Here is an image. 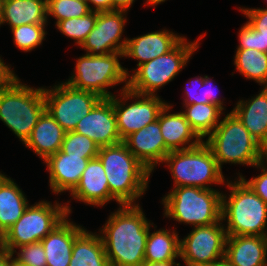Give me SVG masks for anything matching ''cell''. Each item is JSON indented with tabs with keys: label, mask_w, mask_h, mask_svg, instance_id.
Wrapping results in <instances>:
<instances>
[{
	"label": "cell",
	"mask_w": 267,
	"mask_h": 266,
	"mask_svg": "<svg viewBox=\"0 0 267 266\" xmlns=\"http://www.w3.org/2000/svg\"><path fill=\"white\" fill-rule=\"evenodd\" d=\"M106 221L100 237L110 266H143L147 237L154 225L140 204L120 205Z\"/></svg>",
	"instance_id": "cell-1"
},
{
	"label": "cell",
	"mask_w": 267,
	"mask_h": 266,
	"mask_svg": "<svg viewBox=\"0 0 267 266\" xmlns=\"http://www.w3.org/2000/svg\"><path fill=\"white\" fill-rule=\"evenodd\" d=\"M111 195L120 205H135L148 188L150 170L121 142L99 148Z\"/></svg>",
	"instance_id": "cell-2"
},
{
	"label": "cell",
	"mask_w": 267,
	"mask_h": 266,
	"mask_svg": "<svg viewBox=\"0 0 267 266\" xmlns=\"http://www.w3.org/2000/svg\"><path fill=\"white\" fill-rule=\"evenodd\" d=\"M204 142L211 149L221 170L224 163L254 167L267 158V150L232 111L220 121Z\"/></svg>",
	"instance_id": "cell-3"
},
{
	"label": "cell",
	"mask_w": 267,
	"mask_h": 266,
	"mask_svg": "<svg viewBox=\"0 0 267 266\" xmlns=\"http://www.w3.org/2000/svg\"><path fill=\"white\" fill-rule=\"evenodd\" d=\"M226 181L231 191L222 194L221 219L227 236H267V204L241 178Z\"/></svg>",
	"instance_id": "cell-4"
},
{
	"label": "cell",
	"mask_w": 267,
	"mask_h": 266,
	"mask_svg": "<svg viewBox=\"0 0 267 266\" xmlns=\"http://www.w3.org/2000/svg\"><path fill=\"white\" fill-rule=\"evenodd\" d=\"M222 194L216 189L174 187L162 198L164 216L193 227L218 223L222 220Z\"/></svg>",
	"instance_id": "cell-5"
},
{
	"label": "cell",
	"mask_w": 267,
	"mask_h": 266,
	"mask_svg": "<svg viewBox=\"0 0 267 266\" xmlns=\"http://www.w3.org/2000/svg\"><path fill=\"white\" fill-rule=\"evenodd\" d=\"M17 78L9 87L0 90V120L24 144L46 110L44 87L24 85Z\"/></svg>",
	"instance_id": "cell-6"
},
{
	"label": "cell",
	"mask_w": 267,
	"mask_h": 266,
	"mask_svg": "<svg viewBox=\"0 0 267 266\" xmlns=\"http://www.w3.org/2000/svg\"><path fill=\"white\" fill-rule=\"evenodd\" d=\"M187 42L184 37L171 51L158 56L133 70L128 76L127 88L142 95H157V90L171 82L187 65L189 59L199 48V41Z\"/></svg>",
	"instance_id": "cell-7"
},
{
	"label": "cell",
	"mask_w": 267,
	"mask_h": 266,
	"mask_svg": "<svg viewBox=\"0 0 267 266\" xmlns=\"http://www.w3.org/2000/svg\"><path fill=\"white\" fill-rule=\"evenodd\" d=\"M68 203L65 205L40 201L27 209L19 220L0 238V248L12 253L16 248L40 242L70 213Z\"/></svg>",
	"instance_id": "cell-8"
},
{
	"label": "cell",
	"mask_w": 267,
	"mask_h": 266,
	"mask_svg": "<svg viewBox=\"0 0 267 266\" xmlns=\"http://www.w3.org/2000/svg\"><path fill=\"white\" fill-rule=\"evenodd\" d=\"M163 162L172 173L175 187L213 189L211 184L225 183L223 172L204 141L188 149L171 151Z\"/></svg>",
	"instance_id": "cell-9"
},
{
	"label": "cell",
	"mask_w": 267,
	"mask_h": 266,
	"mask_svg": "<svg viewBox=\"0 0 267 266\" xmlns=\"http://www.w3.org/2000/svg\"><path fill=\"white\" fill-rule=\"evenodd\" d=\"M123 52L106 55L85 54L78 58L75 72L66 84L77 90L96 93L101 98H110L114 94L107 90L109 87L125 83L128 86V69L122 67L118 58Z\"/></svg>",
	"instance_id": "cell-10"
},
{
	"label": "cell",
	"mask_w": 267,
	"mask_h": 266,
	"mask_svg": "<svg viewBox=\"0 0 267 266\" xmlns=\"http://www.w3.org/2000/svg\"><path fill=\"white\" fill-rule=\"evenodd\" d=\"M46 110L66 131H74L77 123L102 99L96 93L77 90L65 82L44 87Z\"/></svg>",
	"instance_id": "cell-11"
},
{
	"label": "cell",
	"mask_w": 267,
	"mask_h": 266,
	"mask_svg": "<svg viewBox=\"0 0 267 266\" xmlns=\"http://www.w3.org/2000/svg\"><path fill=\"white\" fill-rule=\"evenodd\" d=\"M120 91V97L113 95L109 99L113 103L117 129L121 141H123L130 134L156 121L159 113L167 103L158 95L138 94L129 90L125 85ZM132 99L136 101L127 104L126 101Z\"/></svg>",
	"instance_id": "cell-12"
},
{
	"label": "cell",
	"mask_w": 267,
	"mask_h": 266,
	"mask_svg": "<svg viewBox=\"0 0 267 266\" xmlns=\"http://www.w3.org/2000/svg\"><path fill=\"white\" fill-rule=\"evenodd\" d=\"M222 223L195 226L180 239V259L186 266H209L224 260L227 232Z\"/></svg>",
	"instance_id": "cell-13"
},
{
	"label": "cell",
	"mask_w": 267,
	"mask_h": 266,
	"mask_svg": "<svg viewBox=\"0 0 267 266\" xmlns=\"http://www.w3.org/2000/svg\"><path fill=\"white\" fill-rule=\"evenodd\" d=\"M126 14L127 11L123 10L97 12L95 26L80 48L90 55L124 52L128 39H122L124 25L127 22Z\"/></svg>",
	"instance_id": "cell-14"
},
{
	"label": "cell",
	"mask_w": 267,
	"mask_h": 266,
	"mask_svg": "<svg viewBox=\"0 0 267 266\" xmlns=\"http://www.w3.org/2000/svg\"><path fill=\"white\" fill-rule=\"evenodd\" d=\"M74 131L87 136L99 147L122 142L117 129L113 103L109 98H102L89 114L77 123Z\"/></svg>",
	"instance_id": "cell-15"
},
{
	"label": "cell",
	"mask_w": 267,
	"mask_h": 266,
	"mask_svg": "<svg viewBox=\"0 0 267 266\" xmlns=\"http://www.w3.org/2000/svg\"><path fill=\"white\" fill-rule=\"evenodd\" d=\"M122 142L151 173L169 154L158 120L130 134Z\"/></svg>",
	"instance_id": "cell-16"
},
{
	"label": "cell",
	"mask_w": 267,
	"mask_h": 266,
	"mask_svg": "<svg viewBox=\"0 0 267 266\" xmlns=\"http://www.w3.org/2000/svg\"><path fill=\"white\" fill-rule=\"evenodd\" d=\"M89 158L67 155L59 150L50 155L44 163L49 172V186L55 194L69 191L70 193L78 185L85 170Z\"/></svg>",
	"instance_id": "cell-17"
},
{
	"label": "cell",
	"mask_w": 267,
	"mask_h": 266,
	"mask_svg": "<svg viewBox=\"0 0 267 266\" xmlns=\"http://www.w3.org/2000/svg\"><path fill=\"white\" fill-rule=\"evenodd\" d=\"M170 30L149 32L127 39L123 57L138 60L137 67L171 51L182 39Z\"/></svg>",
	"instance_id": "cell-18"
},
{
	"label": "cell",
	"mask_w": 267,
	"mask_h": 266,
	"mask_svg": "<svg viewBox=\"0 0 267 266\" xmlns=\"http://www.w3.org/2000/svg\"><path fill=\"white\" fill-rule=\"evenodd\" d=\"M70 194L80 202L97 207L116 200L109 191L105 170L98 157L89 159L78 185Z\"/></svg>",
	"instance_id": "cell-19"
},
{
	"label": "cell",
	"mask_w": 267,
	"mask_h": 266,
	"mask_svg": "<svg viewBox=\"0 0 267 266\" xmlns=\"http://www.w3.org/2000/svg\"><path fill=\"white\" fill-rule=\"evenodd\" d=\"M171 108L172 105L167 103L157 119L166 150L170 153L171 151L188 149L203 142L204 140L192 129L182 112L168 114Z\"/></svg>",
	"instance_id": "cell-20"
},
{
	"label": "cell",
	"mask_w": 267,
	"mask_h": 266,
	"mask_svg": "<svg viewBox=\"0 0 267 266\" xmlns=\"http://www.w3.org/2000/svg\"><path fill=\"white\" fill-rule=\"evenodd\" d=\"M267 236H227L224 260L230 266H267Z\"/></svg>",
	"instance_id": "cell-21"
},
{
	"label": "cell",
	"mask_w": 267,
	"mask_h": 266,
	"mask_svg": "<svg viewBox=\"0 0 267 266\" xmlns=\"http://www.w3.org/2000/svg\"><path fill=\"white\" fill-rule=\"evenodd\" d=\"M67 218L68 216L40 241L46 254L47 266H69L74 241L85 229Z\"/></svg>",
	"instance_id": "cell-22"
},
{
	"label": "cell",
	"mask_w": 267,
	"mask_h": 266,
	"mask_svg": "<svg viewBox=\"0 0 267 266\" xmlns=\"http://www.w3.org/2000/svg\"><path fill=\"white\" fill-rule=\"evenodd\" d=\"M232 112L267 150V87L251 99L238 101Z\"/></svg>",
	"instance_id": "cell-23"
},
{
	"label": "cell",
	"mask_w": 267,
	"mask_h": 266,
	"mask_svg": "<svg viewBox=\"0 0 267 266\" xmlns=\"http://www.w3.org/2000/svg\"><path fill=\"white\" fill-rule=\"evenodd\" d=\"M65 134L66 131L45 110L24 145L45 161L61 150Z\"/></svg>",
	"instance_id": "cell-24"
},
{
	"label": "cell",
	"mask_w": 267,
	"mask_h": 266,
	"mask_svg": "<svg viewBox=\"0 0 267 266\" xmlns=\"http://www.w3.org/2000/svg\"><path fill=\"white\" fill-rule=\"evenodd\" d=\"M29 203L19 186L0 172V238L27 209Z\"/></svg>",
	"instance_id": "cell-25"
},
{
	"label": "cell",
	"mask_w": 267,
	"mask_h": 266,
	"mask_svg": "<svg viewBox=\"0 0 267 266\" xmlns=\"http://www.w3.org/2000/svg\"><path fill=\"white\" fill-rule=\"evenodd\" d=\"M47 0H4L0 26L10 28L27 24H46Z\"/></svg>",
	"instance_id": "cell-26"
},
{
	"label": "cell",
	"mask_w": 267,
	"mask_h": 266,
	"mask_svg": "<svg viewBox=\"0 0 267 266\" xmlns=\"http://www.w3.org/2000/svg\"><path fill=\"white\" fill-rule=\"evenodd\" d=\"M247 21L239 30L237 49H256L267 53V9L240 8Z\"/></svg>",
	"instance_id": "cell-27"
},
{
	"label": "cell",
	"mask_w": 267,
	"mask_h": 266,
	"mask_svg": "<svg viewBox=\"0 0 267 266\" xmlns=\"http://www.w3.org/2000/svg\"><path fill=\"white\" fill-rule=\"evenodd\" d=\"M69 266H110L99 233L84 229L76 237Z\"/></svg>",
	"instance_id": "cell-28"
},
{
	"label": "cell",
	"mask_w": 267,
	"mask_h": 266,
	"mask_svg": "<svg viewBox=\"0 0 267 266\" xmlns=\"http://www.w3.org/2000/svg\"><path fill=\"white\" fill-rule=\"evenodd\" d=\"M180 258V239L176 230H156L150 233L146 241L145 263L175 261Z\"/></svg>",
	"instance_id": "cell-29"
},
{
	"label": "cell",
	"mask_w": 267,
	"mask_h": 266,
	"mask_svg": "<svg viewBox=\"0 0 267 266\" xmlns=\"http://www.w3.org/2000/svg\"><path fill=\"white\" fill-rule=\"evenodd\" d=\"M183 106L185 110L182 113L185 119L201 139L209 136L220 123V115L223 110L215 104L202 103Z\"/></svg>",
	"instance_id": "cell-30"
},
{
	"label": "cell",
	"mask_w": 267,
	"mask_h": 266,
	"mask_svg": "<svg viewBox=\"0 0 267 266\" xmlns=\"http://www.w3.org/2000/svg\"><path fill=\"white\" fill-rule=\"evenodd\" d=\"M234 58L236 70L241 75L267 87V53L256 49H237Z\"/></svg>",
	"instance_id": "cell-31"
},
{
	"label": "cell",
	"mask_w": 267,
	"mask_h": 266,
	"mask_svg": "<svg viewBox=\"0 0 267 266\" xmlns=\"http://www.w3.org/2000/svg\"><path fill=\"white\" fill-rule=\"evenodd\" d=\"M97 20V12L90 11L84 16L69 18L56 23L57 29L65 36L76 40L81 46L92 31Z\"/></svg>",
	"instance_id": "cell-32"
},
{
	"label": "cell",
	"mask_w": 267,
	"mask_h": 266,
	"mask_svg": "<svg viewBox=\"0 0 267 266\" xmlns=\"http://www.w3.org/2000/svg\"><path fill=\"white\" fill-rule=\"evenodd\" d=\"M46 24H27L15 28H11L13 33V41L19 50L24 52L32 51V49L42 44L45 39Z\"/></svg>",
	"instance_id": "cell-33"
},
{
	"label": "cell",
	"mask_w": 267,
	"mask_h": 266,
	"mask_svg": "<svg viewBox=\"0 0 267 266\" xmlns=\"http://www.w3.org/2000/svg\"><path fill=\"white\" fill-rule=\"evenodd\" d=\"M99 146L87 136L75 131L66 132L61 151L67 155H75L93 159L97 157Z\"/></svg>",
	"instance_id": "cell-34"
},
{
	"label": "cell",
	"mask_w": 267,
	"mask_h": 266,
	"mask_svg": "<svg viewBox=\"0 0 267 266\" xmlns=\"http://www.w3.org/2000/svg\"><path fill=\"white\" fill-rule=\"evenodd\" d=\"M90 12L87 2L76 0H47V16L56 18V23L65 19L81 17Z\"/></svg>",
	"instance_id": "cell-35"
},
{
	"label": "cell",
	"mask_w": 267,
	"mask_h": 266,
	"mask_svg": "<svg viewBox=\"0 0 267 266\" xmlns=\"http://www.w3.org/2000/svg\"><path fill=\"white\" fill-rule=\"evenodd\" d=\"M16 249H20L19 252L16 250L12 252L13 255L14 253L17 254L14 258L16 264L20 266H47L46 254L41 242L23 245Z\"/></svg>",
	"instance_id": "cell-36"
},
{
	"label": "cell",
	"mask_w": 267,
	"mask_h": 266,
	"mask_svg": "<svg viewBox=\"0 0 267 266\" xmlns=\"http://www.w3.org/2000/svg\"><path fill=\"white\" fill-rule=\"evenodd\" d=\"M265 162L267 163V158L266 161L263 160L255 166L262 170L257 177H253L247 181L245 177L239 173V178H241L267 204V167Z\"/></svg>",
	"instance_id": "cell-37"
},
{
	"label": "cell",
	"mask_w": 267,
	"mask_h": 266,
	"mask_svg": "<svg viewBox=\"0 0 267 266\" xmlns=\"http://www.w3.org/2000/svg\"><path fill=\"white\" fill-rule=\"evenodd\" d=\"M193 82V83H192ZM191 85L195 83V85L198 83L197 90H193L190 87H186L185 89V99L183 100L184 105H191V104H202V103H210L208 99L206 98V92H205V81H204V76H196L194 78V81H189ZM195 88V87H194ZM199 91V92H198Z\"/></svg>",
	"instance_id": "cell-38"
},
{
	"label": "cell",
	"mask_w": 267,
	"mask_h": 266,
	"mask_svg": "<svg viewBox=\"0 0 267 266\" xmlns=\"http://www.w3.org/2000/svg\"><path fill=\"white\" fill-rule=\"evenodd\" d=\"M18 76L14 74L10 66L5 65L0 57V90L9 87Z\"/></svg>",
	"instance_id": "cell-39"
},
{
	"label": "cell",
	"mask_w": 267,
	"mask_h": 266,
	"mask_svg": "<svg viewBox=\"0 0 267 266\" xmlns=\"http://www.w3.org/2000/svg\"><path fill=\"white\" fill-rule=\"evenodd\" d=\"M204 81H205L206 98L208 99V101L212 104L217 105L222 110H225V107H223L224 105L223 101H221V99L217 97L216 92H214V87H212L211 79L207 75H204Z\"/></svg>",
	"instance_id": "cell-40"
},
{
	"label": "cell",
	"mask_w": 267,
	"mask_h": 266,
	"mask_svg": "<svg viewBox=\"0 0 267 266\" xmlns=\"http://www.w3.org/2000/svg\"><path fill=\"white\" fill-rule=\"evenodd\" d=\"M90 4H93V8ZM90 11L94 12H106L112 11V0H87Z\"/></svg>",
	"instance_id": "cell-41"
},
{
	"label": "cell",
	"mask_w": 267,
	"mask_h": 266,
	"mask_svg": "<svg viewBox=\"0 0 267 266\" xmlns=\"http://www.w3.org/2000/svg\"><path fill=\"white\" fill-rule=\"evenodd\" d=\"M14 255L0 248V266H14Z\"/></svg>",
	"instance_id": "cell-42"
},
{
	"label": "cell",
	"mask_w": 267,
	"mask_h": 266,
	"mask_svg": "<svg viewBox=\"0 0 267 266\" xmlns=\"http://www.w3.org/2000/svg\"><path fill=\"white\" fill-rule=\"evenodd\" d=\"M135 0H112V11L113 10H123L128 11Z\"/></svg>",
	"instance_id": "cell-43"
},
{
	"label": "cell",
	"mask_w": 267,
	"mask_h": 266,
	"mask_svg": "<svg viewBox=\"0 0 267 266\" xmlns=\"http://www.w3.org/2000/svg\"><path fill=\"white\" fill-rule=\"evenodd\" d=\"M143 266H180V263H176L175 261H163V262L144 263Z\"/></svg>",
	"instance_id": "cell-44"
},
{
	"label": "cell",
	"mask_w": 267,
	"mask_h": 266,
	"mask_svg": "<svg viewBox=\"0 0 267 266\" xmlns=\"http://www.w3.org/2000/svg\"><path fill=\"white\" fill-rule=\"evenodd\" d=\"M166 0H146V5L155 6L158 4H161L162 2H165Z\"/></svg>",
	"instance_id": "cell-45"
},
{
	"label": "cell",
	"mask_w": 267,
	"mask_h": 266,
	"mask_svg": "<svg viewBox=\"0 0 267 266\" xmlns=\"http://www.w3.org/2000/svg\"><path fill=\"white\" fill-rule=\"evenodd\" d=\"M209 266H230L225 260L219 262L217 264L209 265Z\"/></svg>",
	"instance_id": "cell-46"
},
{
	"label": "cell",
	"mask_w": 267,
	"mask_h": 266,
	"mask_svg": "<svg viewBox=\"0 0 267 266\" xmlns=\"http://www.w3.org/2000/svg\"><path fill=\"white\" fill-rule=\"evenodd\" d=\"M3 3H4V0H0V19L2 16V12H3Z\"/></svg>",
	"instance_id": "cell-47"
},
{
	"label": "cell",
	"mask_w": 267,
	"mask_h": 266,
	"mask_svg": "<svg viewBox=\"0 0 267 266\" xmlns=\"http://www.w3.org/2000/svg\"><path fill=\"white\" fill-rule=\"evenodd\" d=\"M76 1L87 2V0H76Z\"/></svg>",
	"instance_id": "cell-48"
}]
</instances>
